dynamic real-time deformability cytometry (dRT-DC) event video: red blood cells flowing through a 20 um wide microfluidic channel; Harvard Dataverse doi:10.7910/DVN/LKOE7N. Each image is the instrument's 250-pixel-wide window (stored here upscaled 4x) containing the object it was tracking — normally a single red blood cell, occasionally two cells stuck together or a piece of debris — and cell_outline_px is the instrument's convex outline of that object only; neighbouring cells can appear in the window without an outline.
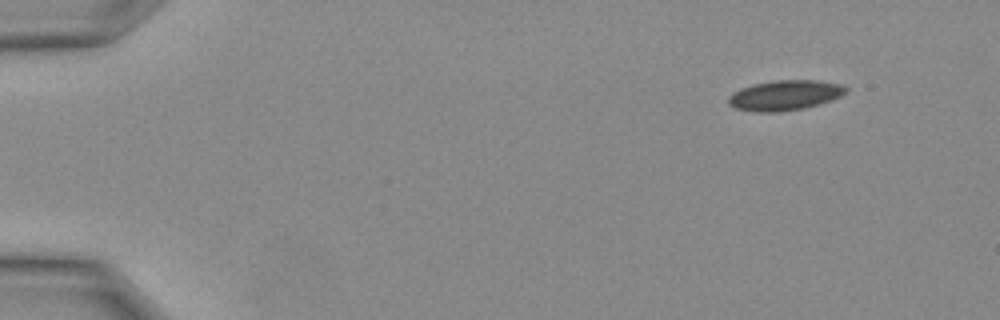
{"species": "Egyptian fruit bat (a non-hibernating species)", "species_latin": "Rousettus aegyptiacus", "temperature_condition": "warm", "stored_images_in_passage": 26, "camera_frame_rate_fps": 3000, "um_per_image_px": 0.085, "animal": {"sex": "female"}, "frame": {"image": 1, "passage_image": 1, "time_ms": 0.0, "image_size_px": [1000, 320], "cell_outline_px": [[848, 92], [832, 100], [820, 104], [804, 108], [780, 112], [760, 112], [736, 108], [728, 104], [728, 96], [732, 92], [740, 88], [752, 84], [776, 80], [816, 80], [840, 84], [848, 88]], "centroid_in_image_um": [66.71, 8.09], "position_along_channel_um": 18.3, "area_um2": 20.75}}
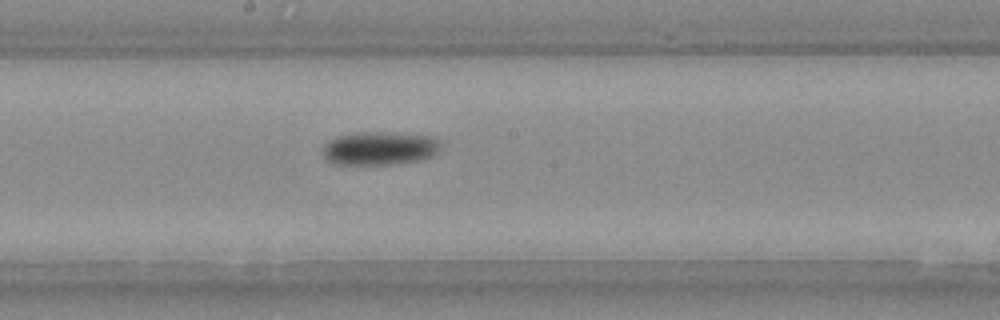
{"frame": {"image": 2, "passage_image": 14, "time_ms": 4.333, "image_size_px": [1000, 320], "cell_outline_px": [[440, 152], [424, 160], [396, 164], [332, 164], [324, 160], [324, 148], [332, 140], [340, 136], [360, 132], [380, 132], [436, 136], [440, 140]], "centroid_in_image_um": [32.36, 12.62], "position_along_channel_um": 215.8, "area_um2": 23.06}}
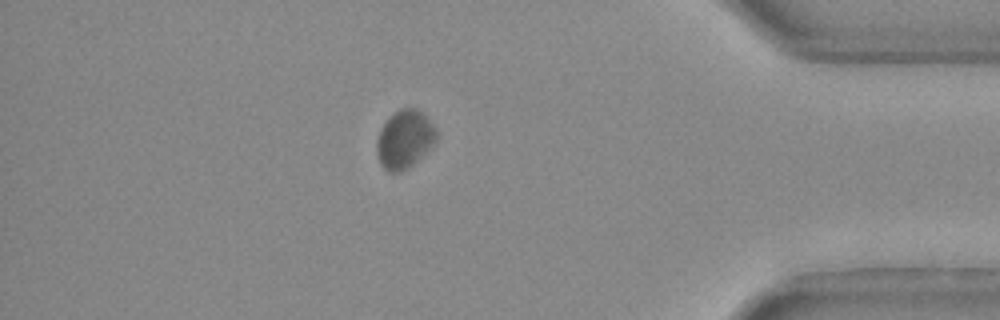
{"frame": {"image": 3, "passage_image": 23, "time_ms": 7.333, "image_size_px": [1000, 320], "cell_outline_px": [[436, 140], [408, 168], [400, 172], [388, 172], [380, 164], [376, 152], [376, 140], [384, 124], [400, 108], [416, 108], [424, 112], [436, 128]], "centroid_in_image_um": [34.38, 11.83], "position_along_channel_um": 400.8, "area_um2": 19.88}}